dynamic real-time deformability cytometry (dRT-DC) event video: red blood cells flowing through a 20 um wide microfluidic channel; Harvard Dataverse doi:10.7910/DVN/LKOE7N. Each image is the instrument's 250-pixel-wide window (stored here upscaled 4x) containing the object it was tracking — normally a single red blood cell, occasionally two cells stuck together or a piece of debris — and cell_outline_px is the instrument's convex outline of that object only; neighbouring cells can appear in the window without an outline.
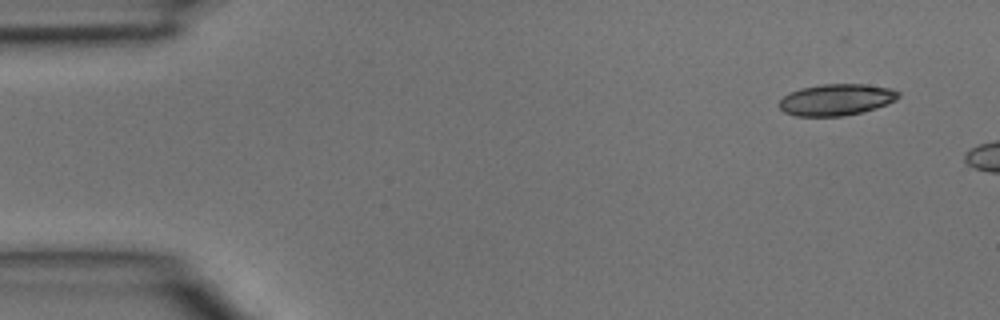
{"species": "common noctule bat (a hibernating species)", "species_latin": "Nyctalus noctula", "temperature_condition": "room temperature", "stored_images_in_passage": 3, "camera_frame_rate_fps": 3000, "um_per_image_px": 0.085, "animal": {"sex": "male", "body_mass_g": 15.6}, "frame": {"image": 1, "passage_image": 1, "time_ms": 0.0, "image_size_px": [1000, 320], "cell_outline_px": [[900, 96], [896, 100], [876, 108], [864, 112], [844, 116], [796, 116], [784, 112], [776, 104], [788, 92], [800, 88], [820, 84], [864, 84], [892, 88], [900, 92]], "centroid_in_image_um": [71.08, 8.47], "position_along_channel_um": 13.9, "area_um2": 22.2}}